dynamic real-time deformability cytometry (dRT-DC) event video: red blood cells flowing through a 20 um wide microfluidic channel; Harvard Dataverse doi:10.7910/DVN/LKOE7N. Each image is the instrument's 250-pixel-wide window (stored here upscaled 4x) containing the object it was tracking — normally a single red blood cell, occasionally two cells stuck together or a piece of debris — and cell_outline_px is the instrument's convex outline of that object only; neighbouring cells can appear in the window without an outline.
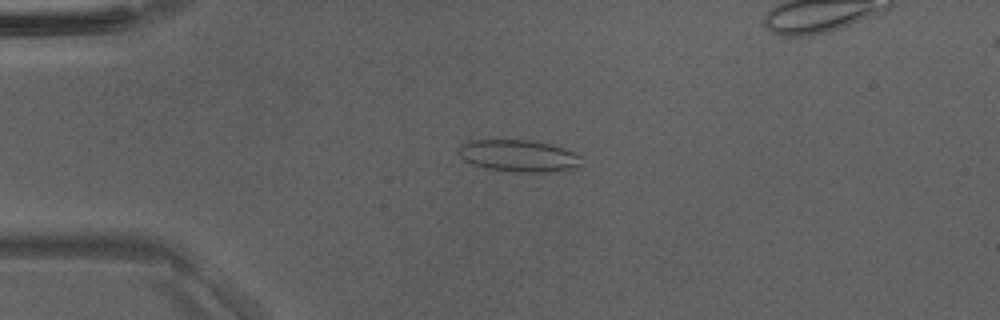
{"species": "Egyptian fruit bat (a non-hibernating species)", "species_latin": "Rousettus aegyptiacus", "temperature_condition": "room temperature", "stored_images_in_passage": 23, "camera_frame_rate_fps": 3000, "um_per_image_px": 0.085, "animal": {"sex": "male"}, "frame": {"image": 1, "passage_image": 4, "time_ms": 1.0, "image_size_px": [1000, 320], "cell_outline_px": [[580, 168], [548, 172], [516, 172], [488, 168], [472, 164], [464, 160], [456, 152], [456, 148], [460, 144], [468, 140], [532, 140], [552, 144], [564, 148], [580, 156]], "centroid_in_image_um": [44.05, 13.24], "position_along_channel_um": 40.9, "area_um2": 23.12}}
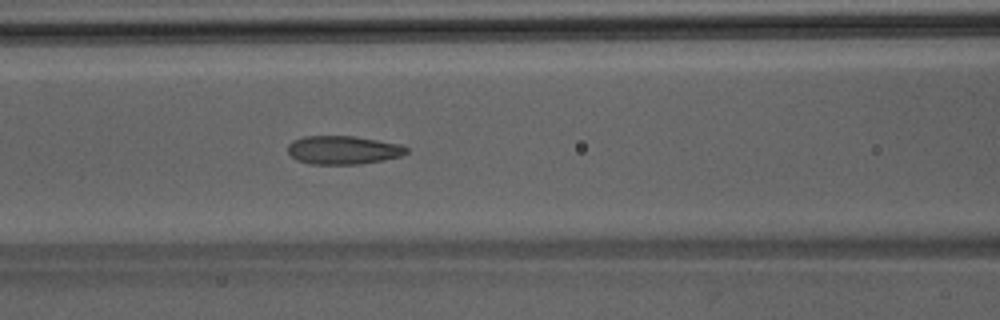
{"frame": {"image": 2, "passage_image": 13, "time_ms": 4.0, "image_size_px": [1000, 320], "cell_outline_px": [[408, 152], [400, 156], [384, 160], [360, 164], [312, 164], [296, 160], [288, 152], [288, 144], [292, 140], [304, 136], [352, 136], [400, 144], [408, 148]], "centroid_in_image_um": [29.15, 12.75], "position_along_channel_um": 137.5, "area_um2": 19.65}}
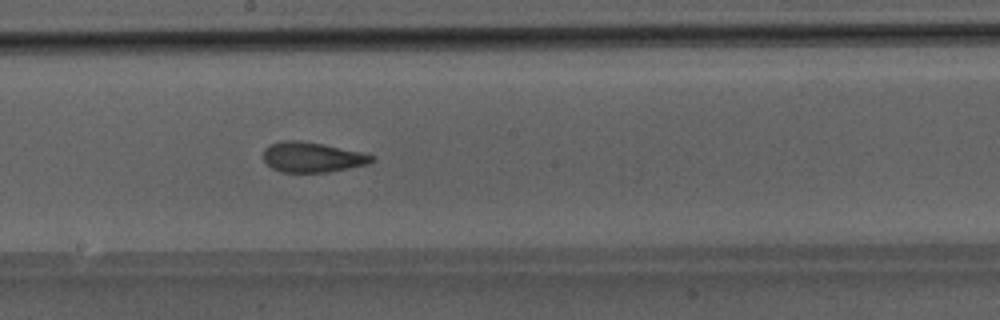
{"frame": {"image": 3, "passage_image": 19, "time_ms": 6.0, "image_size_px": [1000, 320], "cell_outline_px": [[372, 160], [368, 164], [328, 172], [280, 172], [272, 168], [264, 160], [264, 148], [280, 140], [300, 140], [324, 144], [364, 152], [372, 156]], "centroid_in_image_um": [26.52, 13.35], "position_along_channel_um": 221.7, "area_um2": 19.02}}